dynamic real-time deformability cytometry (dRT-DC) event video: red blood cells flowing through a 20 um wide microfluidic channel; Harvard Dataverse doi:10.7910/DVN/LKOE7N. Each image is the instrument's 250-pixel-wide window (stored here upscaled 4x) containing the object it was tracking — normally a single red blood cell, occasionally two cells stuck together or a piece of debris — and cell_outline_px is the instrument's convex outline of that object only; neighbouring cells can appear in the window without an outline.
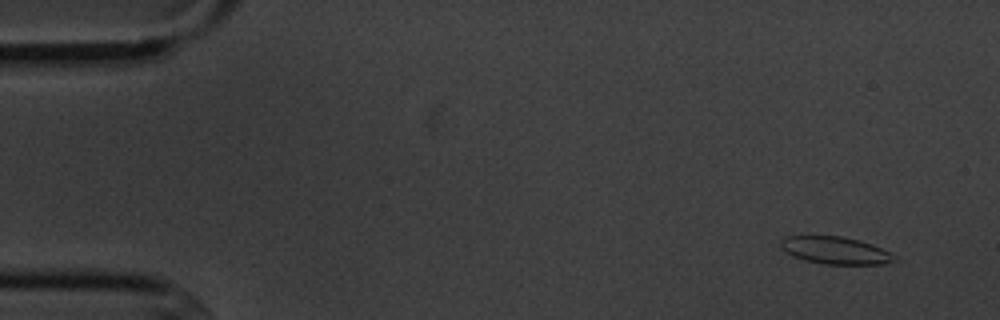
{"species": "common noctule bat (a hibernating species)", "species_latin": "Nyctalus noctula", "temperature_condition": "cold", "stored_images_in_passage": 7, "camera_frame_rate_fps": 3000, "um_per_image_px": 0.085, "animal": {"sex": "male", "body_mass_g": 20.1, "forearm_length_mm": 53.5}, "frame": {"image": 1, "passage_image": 1, "time_ms": 0.0, "image_size_px": [1000, 320], "cell_outline_px": [[900, 260], [884, 264], [824, 264], [804, 260], [792, 256], [780, 244], [780, 240], [788, 236], [840, 236], [860, 240], [872, 244], [900, 256]], "centroid_in_image_um": [71.11, 21.29], "position_along_channel_um": 13.9, "area_um2": 18.26}}
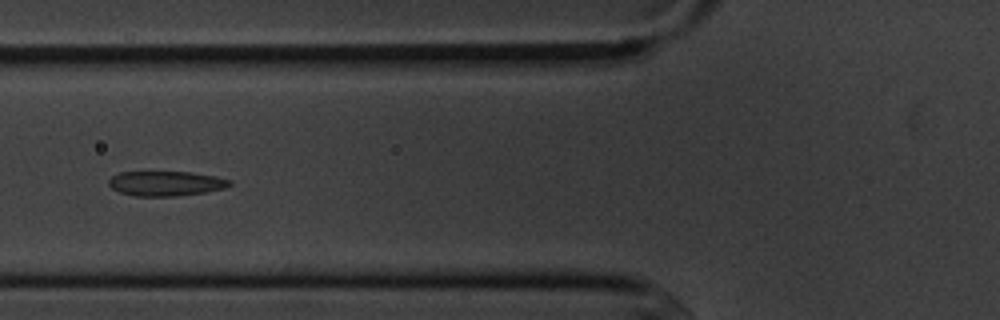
{"frame": {"image": 2, "passage_image": 6, "time_ms": 5.667, "image_size_px": [1000, 320], "cell_outline_px": [[232, 184], [224, 188], [204, 192], [176, 196], [132, 196], [120, 192], [112, 188], [108, 184], [108, 180], [112, 176], [120, 172], [188, 172], [216, 176], [232, 180]], "centroid_in_image_um": [14.09, 15.59], "position_along_channel_um": 111.7, "area_um2": 17.46}}
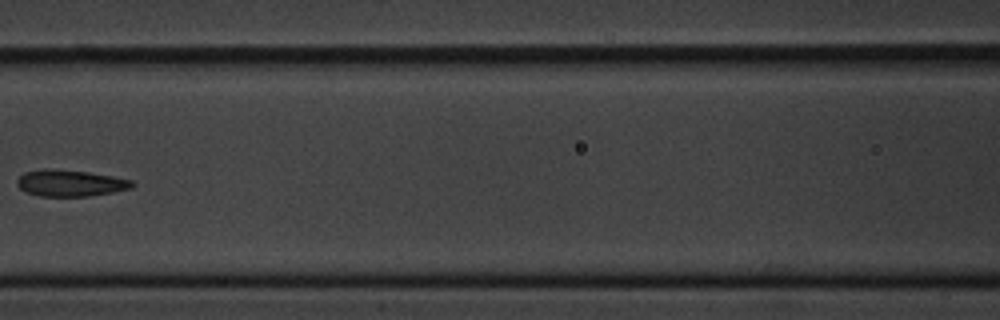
{"frame": {"image": 3, "passage_image": 7, "time_ms": 7.0, "image_size_px": [1000, 320], "cell_outline_px": [[136, 184], [132, 188], [112, 192], [88, 196], [40, 196], [28, 192], [20, 188], [16, 184], [16, 180], [24, 172], [44, 168], [48, 168], [88, 172], [112, 176], [132, 180]], "centroid_in_image_um": [5.97, 15.55], "position_along_channel_um": 160.6, "area_um2": 17.74}}